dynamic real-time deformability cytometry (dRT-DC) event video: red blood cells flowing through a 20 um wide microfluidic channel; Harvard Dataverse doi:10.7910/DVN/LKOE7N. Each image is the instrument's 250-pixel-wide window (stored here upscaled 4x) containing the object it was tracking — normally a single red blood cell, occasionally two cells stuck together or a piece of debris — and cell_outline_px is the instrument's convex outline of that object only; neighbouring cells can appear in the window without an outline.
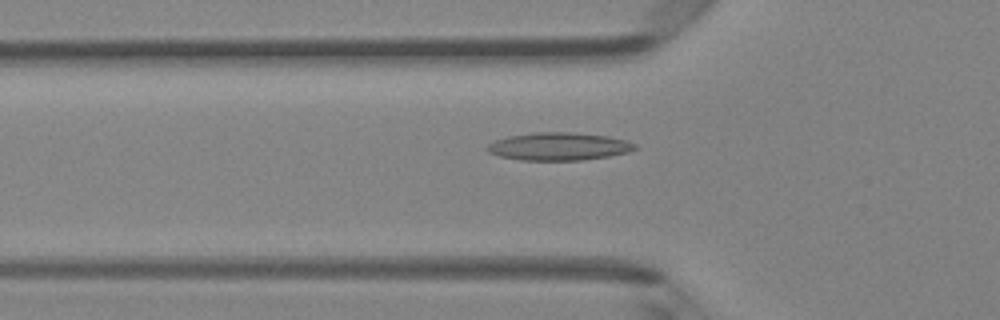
{"species": "Egyptian fruit bat (a non-hibernating species)", "species_latin": "Rousettus aegyptiacus", "temperature_condition": "room temperature", "stored_images_in_passage": 42, "camera_frame_rate_fps": 3000, "um_per_image_px": 0.085, "animal": {"sex": "female"}, "frame": {"image": 1, "passage_image": 14, "time_ms": 4.333, "image_size_px": [1000, 320], "cell_outline_px": [[640, 148], [628, 152], [608, 156], [584, 160], [520, 160], [500, 156], [488, 152], [488, 144], [496, 140], [508, 136], [536, 132], [572, 132], [608, 136], [628, 140], [636, 144]], "centroid_in_image_um": [47.56, 12.44], "position_along_channel_um": 78.2, "area_um2": 23.99}}
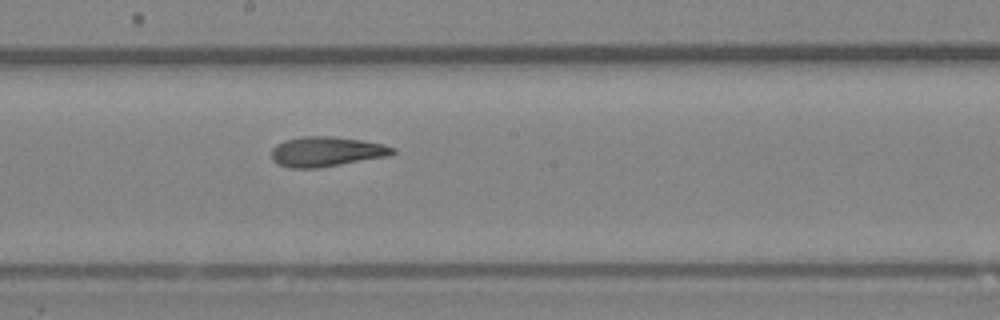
{"frame": {"image": 2, "passage_image": 24, "time_ms": 7.667, "image_size_px": [1000, 320], "cell_outline_px": [[396, 152], [392, 156], [316, 168], [288, 168], [272, 160], [272, 148], [276, 144], [284, 140], [304, 136], [332, 136], [360, 140], [384, 144], [396, 148]], "centroid_in_image_um": [27.78, 12.89], "position_along_channel_um": 220.4, "area_um2": 21.27}}
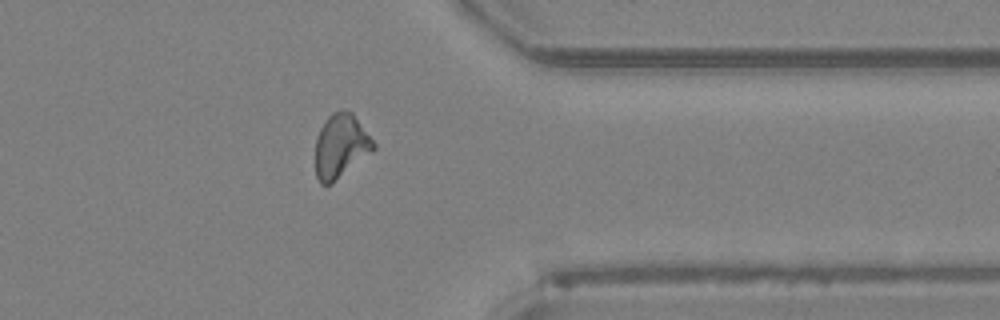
{"frame": {"image": 3, "passage_image": 36, "time_ms": 11.667, "image_size_px": [1000, 320], "cell_outline_px": [[376, 148], [372, 152], [332, 184], [320, 184], [316, 176], [316, 136], [324, 120], [332, 112], [352, 112], [376, 144]], "centroid_in_image_um": [28.96, 12.44], "position_along_channel_um": 382.4, "area_um2": 21.56}, "authors_computed_cell_mechanics": {"area_um2": 21.2704, "velocity_mm_per_s": 4.2802, "shape_relaxation_time_tau1_ms": 9.1183, "shape_relaxation_time_tau2_ms": 2.6588, "deformation_change_tau1": 0.2479, "deformation_change_tau2": 0.1087}}